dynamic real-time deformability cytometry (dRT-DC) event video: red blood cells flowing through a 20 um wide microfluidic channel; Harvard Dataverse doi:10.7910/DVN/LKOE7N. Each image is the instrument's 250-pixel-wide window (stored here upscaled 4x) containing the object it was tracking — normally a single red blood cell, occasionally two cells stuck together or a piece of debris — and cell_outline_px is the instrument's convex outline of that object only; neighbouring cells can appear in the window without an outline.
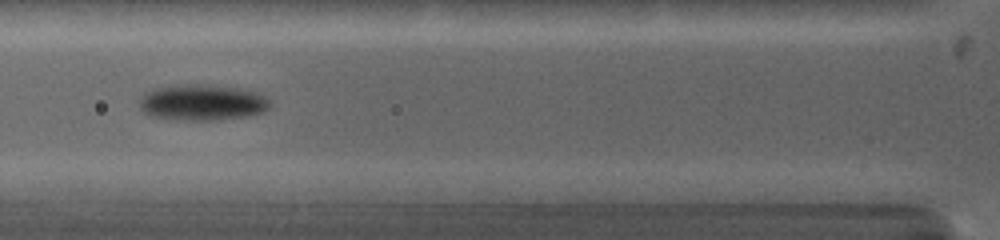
{"species": "common noctule bat (a hibernating species)", "species_latin": "Nyctalus noctula", "temperature_condition": "warm", "stored_images_in_passage": 14, "camera_frame_rate_fps": 5000, "um_per_image_px": 0.085, "animal": {"sex": "female", "body_mass_g": 19.0, "forearm_length_mm": 53.3}, "frame": {"image": 1, "passage_image": 3, "time_ms": 2.0, "image_size_px": [1000, 240], "cell_outline_px": [[268, 108], [260, 112], [244, 116], [216, 120], [172, 120], [152, 116], [144, 112], [140, 108], [140, 96], [144, 92], [156, 88], [172, 84], [212, 84], [240, 88], [260, 92], [268, 100]], "centroid_in_image_um": [17.13, 8.69], "position_along_channel_um": 108.7, "area_um2": 27.69}}
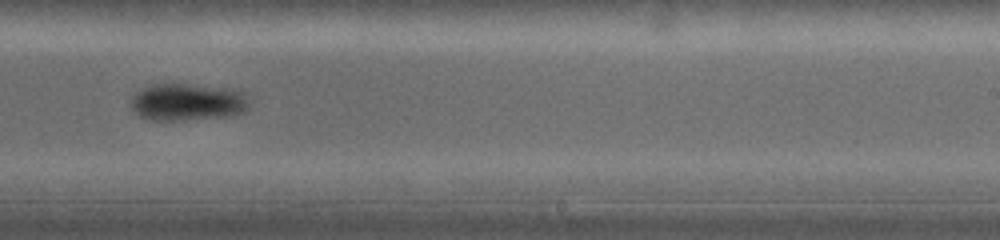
{"frame": {"image": 2, "passage_image": 7, "time_ms": 6.0, "image_size_px": [1000, 240], "cell_outline_px": [[248, 108], [240, 112], [228, 116], [184, 120], [152, 120], [140, 116], [128, 104], [132, 96], [140, 88], [156, 84], [184, 84], [236, 88], [244, 92], [248, 100]], "centroid_in_image_um": [15.92, 8.66], "position_along_channel_um": 273.1, "area_um2": 25.84}}
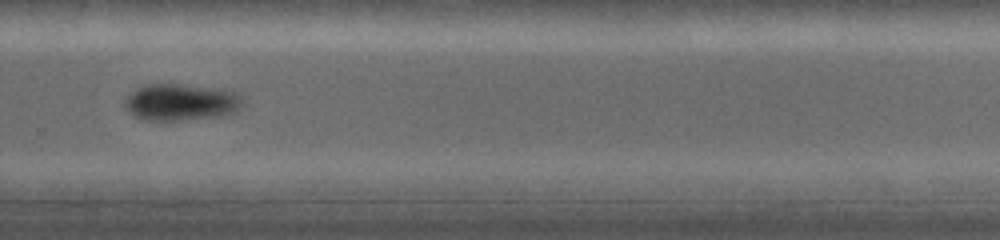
{"frame": {"image": 3, "passage_image": 8, "time_ms": 7.0, "image_size_px": [1000, 240], "cell_outline_px": [[240, 108], [236, 112], [212, 116], [176, 120], [140, 120], [132, 116], [128, 112], [124, 104], [124, 100], [136, 88], [144, 84], [176, 84], [216, 88], [232, 92], [240, 96]], "centroid_in_image_um": [15.27, 8.68], "position_along_channel_um": 314.5, "area_um2": 24.85}, "authors_computed_cell_mechanics": {"area_um2": 25.8077, "velocity_mm_per_s": 4.1337, "shape_relaxation_time_tau1_ms": 1.9163, "shape_relaxation_time_tau2_ms": null, "deformation_change_tau1": 0.0599, "deformation_change_tau2": null}}